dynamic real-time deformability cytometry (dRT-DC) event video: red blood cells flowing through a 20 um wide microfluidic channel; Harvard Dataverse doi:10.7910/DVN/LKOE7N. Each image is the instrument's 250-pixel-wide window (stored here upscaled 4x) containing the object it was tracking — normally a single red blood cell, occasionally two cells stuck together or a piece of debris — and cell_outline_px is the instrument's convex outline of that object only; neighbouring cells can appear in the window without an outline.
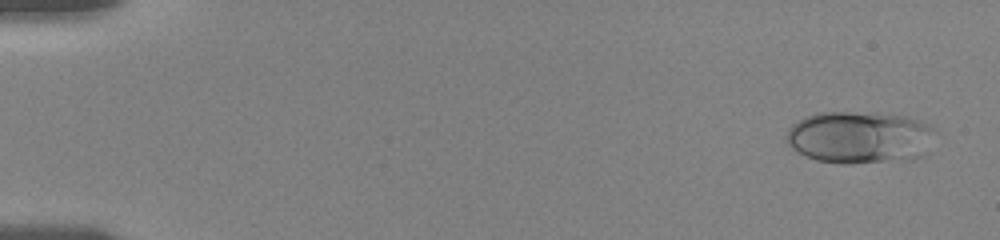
{"species": "human", "species_latin": "Homo sapiens", "temperature_condition": "room temperature", "stored_images_in_passage": 48, "camera_frame_rate_fps": 3000, "um_per_image_px": 0.085, "donor": {"sex": "female"}, "frame": {"image": 1, "passage_image": 3, "time_ms": 0.667, "image_size_px": [1000, 240], "cell_outline_px": [[932, 128], [900, 156], [884, 160], [852, 164], [840, 164], [816, 160], [792, 148], [784, 140], [784, 136], [788, 128], [792, 124], [816, 112], [876, 112], [904, 116], [920, 120]], "centroid_in_image_um": [72.63, 11.58], "position_along_channel_um": 12.4, "area_um2": 41.96}}
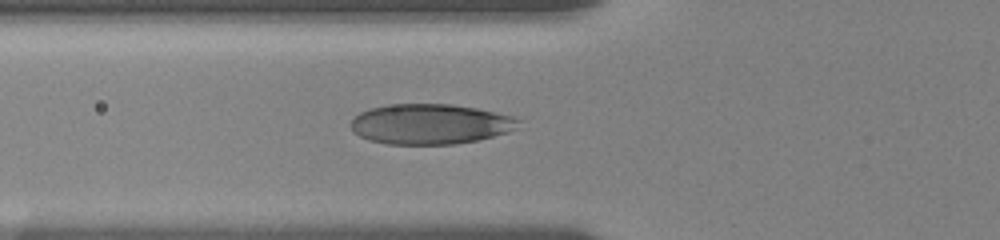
{"frame": {"image": 2, "passage_image": 21, "time_ms": 6.667, "image_size_px": [1000, 240], "cell_outline_px": [[520, 120], [516, 128], [508, 132], [480, 140], [456, 144], [388, 144], [368, 140], [352, 132], [348, 124], [360, 112], [368, 108], [388, 104], [452, 104], [476, 108], [516, 116]], "centroid_in_image_um": [36.55, 10.54], "position_along_channel_um": 89.2, "area_um2": 39.77}}
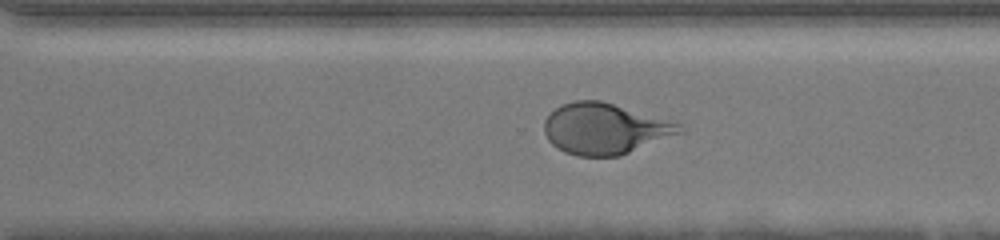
{"frame": {"image": 3, "passage_image": 40, "time_ms": 13.0, "image_size_px": [1000, 240], "cell_outline_px": [[688, 132], [620, 156], [576, 156], [564, 152], [552, 144], [548, 140], [544, 132], [544, 120], [560, 104], [576, 100], [600, 100], [680, 124]], "centroid_in_image_um": [51.43, 10.96], "position_along_channel_um": 319.2, "area_um2": 40.34}, "authors_computed_cell_mechanics": {"area_um2": 39.6797, "velocity_mm_per_s": 3.6232, "shape_relaxation_time_tau1_ms": 3.3995, "shape_relaxation_time_tau2_ms": null, "deformation_change_tau1": 0.1348, "deformation_change_tau2": null}}